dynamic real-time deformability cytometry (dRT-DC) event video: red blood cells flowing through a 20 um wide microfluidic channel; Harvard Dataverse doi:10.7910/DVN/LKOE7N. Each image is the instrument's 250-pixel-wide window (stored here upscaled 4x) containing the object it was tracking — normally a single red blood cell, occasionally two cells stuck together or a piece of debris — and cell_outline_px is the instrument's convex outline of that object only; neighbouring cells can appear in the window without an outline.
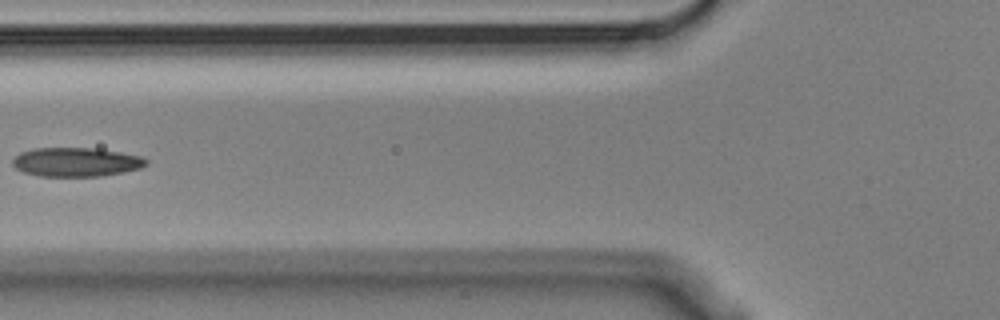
{"species": "Egyptian fruit bat (a non-hibernating species)", "species_latin": "Rousettus aegyptiacus", "temperature_condition": "cold", "stored_images_in_passage": 9, "camera_frame_rate_fps": 3000, "um_per_image_px": 0.085, "animal": {"sex": "male"}, "frame": {"image": 1, "passage_image": 6, "time_ms": 1.667, "image_size_px": [1000, 320], "cell_outline_px": [[148, 164], [140, 168], [124, 172], [100, 176], [40, 176], [24, 172], [16, 168], [12, 164], [12, 160], [20, 152], [32, 148], [96, 148], [120, 152], [140, 156], [148, 160]], "centroid_in_image_um": [6.47, 13.77], "position_along_channel_um": 119.3, "area_um2": 22.6}}
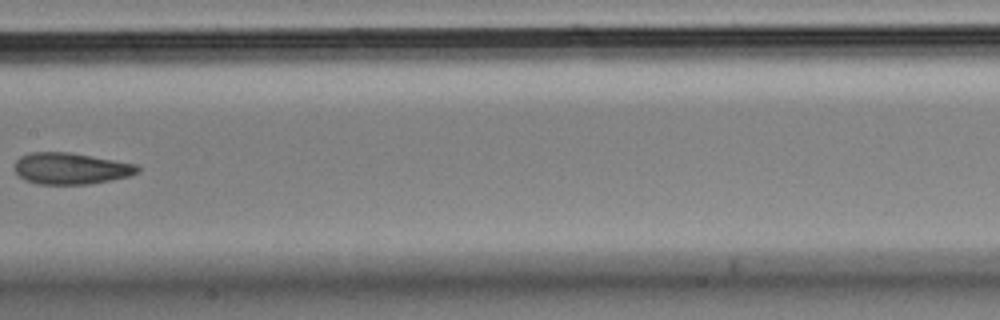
{"frame": {"image": 2, "passage_image": 8, "time_ms": 2.333, "image_size_px": [1000, 320], "cell_outline_px": [[140, 172], [132, 176], [88, 184], [36, 184], [24, 180], [12, 168], [16, 160], [20, 156], [32, 152], [68, 152], [136, 164], [140, 168]], "centroid_in_image_um": [6.0, 14.33], "position_along_channel_um": 201.4, "area_um2": 22.66}}
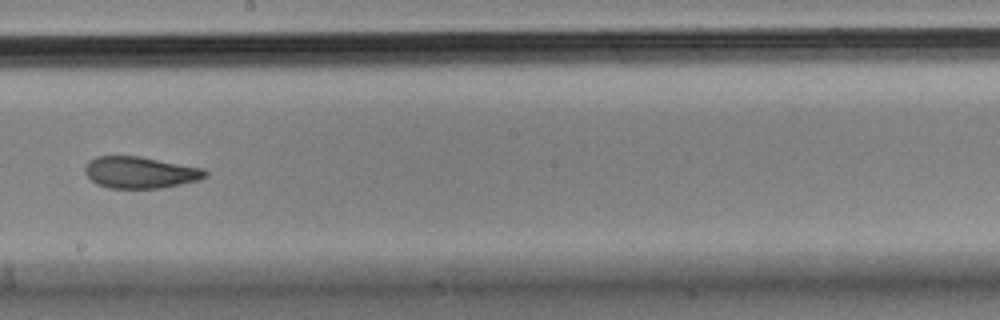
{"frame": {"image": 3, "passage_image": 9, "time_ms": 2.667, "image_size_px": [1000, 320], "cell_outline_px": [[208, 176], [200, 180], [160, 188], [108, 188], [96, 184], [84, 172], [84, 168], [88, 160], [96, 156], [140, 156], [204, 168], [208, 172]], "centroid_in_image_um": [11.92, 14.65], "position_along_channel_um": 236.3, "area_um2": 22.37}}